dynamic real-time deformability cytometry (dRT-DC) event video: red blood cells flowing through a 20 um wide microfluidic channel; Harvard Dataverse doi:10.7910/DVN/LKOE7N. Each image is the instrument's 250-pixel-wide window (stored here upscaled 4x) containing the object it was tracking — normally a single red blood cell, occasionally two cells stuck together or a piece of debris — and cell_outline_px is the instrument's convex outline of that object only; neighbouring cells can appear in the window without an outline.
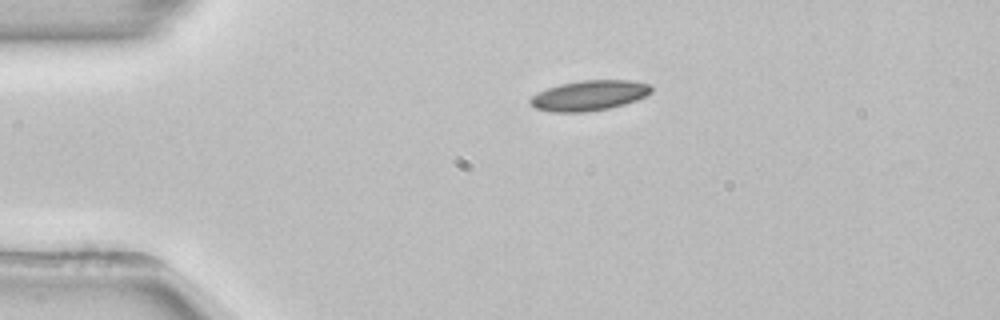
{"species": "common noctule bat (a hibernating species)", "species_latin": "Nyctalus noctula", "temperature_condition": "room temperature", "stored_images_in_passage": 43, "camera_frame_rate_fps": 3000, "um_per_image_px": 0.085, "animal": {"sex": "female", "body_mass_g": 22.7, "forearm_length_mm": 54.2}, "frame": {"image": 1, "passage_image": 1, "time_ms": 0.0, "image_size_px": [1000, 320], "cell_outline_px": [[652, 92], [636, 100], [624, 104], [608, 108], [588, 112], [552, 112], [536, 108], [528, 100], [532, 96], [548, 88], [560, 84], [584, 80], [628, 80], [652, 84]], "centroid_in_image_um": [50.11, 8.11], "position_along_channel_um": 34.9, "area_um2": 21.15}}
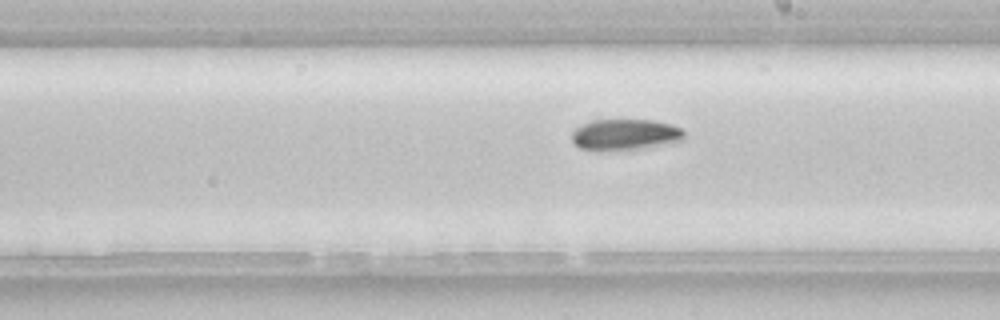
{"frame": {"image": 2, "passage_image": 20, "time_ms": 6.333, "image_size_px": [1000, 320], "cell_outline_px": [[684, 140], [636, 148], [580, 148], [572, 140], [572, 132], [576, 128], [592, 120], [652, 120], [672, 124], [680, 128], [684, 132]], "centroid_in_image_um": [53.16, 11.39], "position_along_channel_um": 235.8, "area_um2": 19.36}}
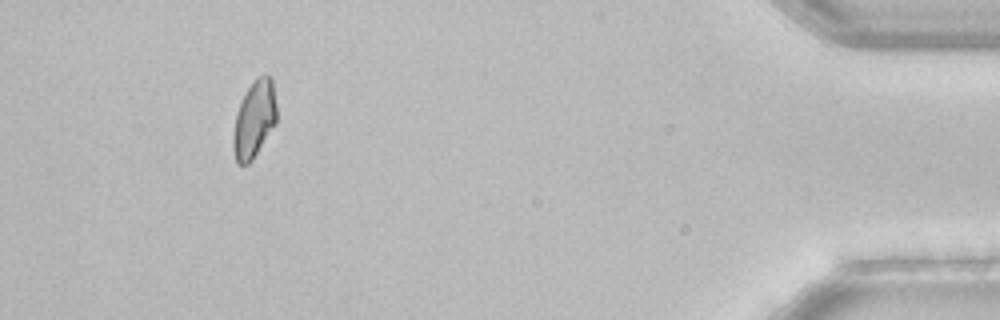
{"frame": {"image": 3, "passage_image": 39, "time_ms": 12.667, "image_size_px": [1000, 320], "cell_outline_px": [[276, 124], [252, 160], [248, 164], [236, 164], [232, 148], [232, 136], [236, 112], [248, 88], [260, 76], [268, 72], [272, 76], [276, 104]], "centroid_in_image_um": [21.61, 10.16], "position_along_channel_um": 413.6, "area_um2": 19.65}}